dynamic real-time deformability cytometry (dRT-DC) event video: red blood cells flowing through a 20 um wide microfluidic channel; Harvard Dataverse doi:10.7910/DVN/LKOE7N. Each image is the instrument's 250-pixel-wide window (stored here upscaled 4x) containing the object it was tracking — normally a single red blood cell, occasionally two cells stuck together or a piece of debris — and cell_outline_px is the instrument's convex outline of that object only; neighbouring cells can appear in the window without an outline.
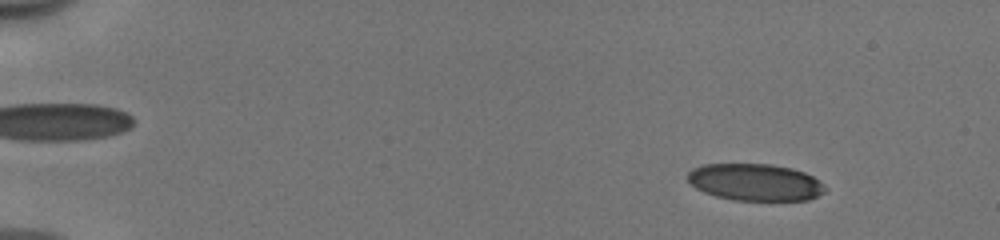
{"species": "human", "species_latin": "Homo sapiens", "temperature_condition": "cold", "stored_images_in_passage": 53, "camera_frame_rate_fps": 3000, "um_per_image_px": 0.085, "donor": {"sex": "male"}, "frame": {"image": 1, "passage_image": 7, "time_ms": 2.0, "image_size_px": [1000, 240], "cell_outline_px": [[828, 188], [824, 192], [808, 200], [732, 200], [716, 196], [704, 192], [696, 188], [688, 180], [688, 172], [692, 168], [704, 164], [772, 164], [792, 168], [804, 172], [820, 180]], "centroid_in_image_um": [64.21, 15.48], "position_along_channel_um": 20.8, "area_um2": 29.71}}
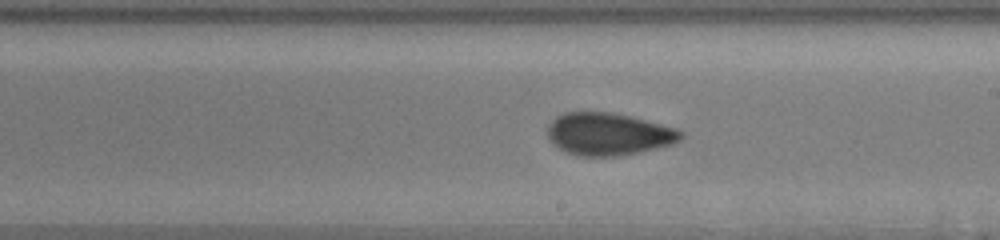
{"frame": {"image": 2, "passage_image": 33, "time_ms": 10.667, "image_size_px": [1000, 240], "cell_outline_px": [[684, 136], [680, 140], [672, 144], [640, 152], [620, 156], [580, 156], [568, 152], [552, 144], [548, 140], [548, 124], [556, 116], [564, 112], [612, 112], [676, 128], [684, 132]], "centroid_in_image_um": [51.71, 11.4], "position_along_channel_um": 237.3, "area_um2": 32.95}}
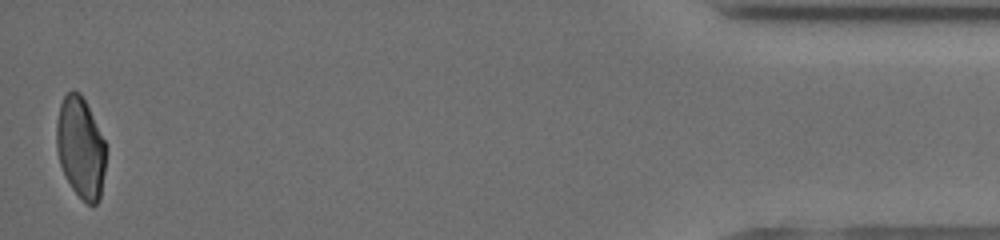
{"frame": {"image": 3, "passage_image": 53, "time_ms": 17.333, "image_size_px": [1000, 240], "cell_outline_px": [[104, 172], [100, 200], [96, 204], [88, 204], [72, 188], [60, 164], [56, 148], [56, 120], [60, 104], [64, 96], [72, 88], [80, 92], [104, 140]], "centroid_in_image_um": [6.82, 12.52], "position_along_channel_um": 428.4, "area_um2": 28.67}, "authors_computed_cell_mechanics": {"area_um2": 31.9056, "velocity_mm_per_s": 3.9832, "shape_relaxation_time_tau1_ms": 6.1508, "shape_relaxation_time_tau2_ms": 1.0934, "deformation_change_tau1": 0.1574, "deformation_change_tau2": 0.0603}}